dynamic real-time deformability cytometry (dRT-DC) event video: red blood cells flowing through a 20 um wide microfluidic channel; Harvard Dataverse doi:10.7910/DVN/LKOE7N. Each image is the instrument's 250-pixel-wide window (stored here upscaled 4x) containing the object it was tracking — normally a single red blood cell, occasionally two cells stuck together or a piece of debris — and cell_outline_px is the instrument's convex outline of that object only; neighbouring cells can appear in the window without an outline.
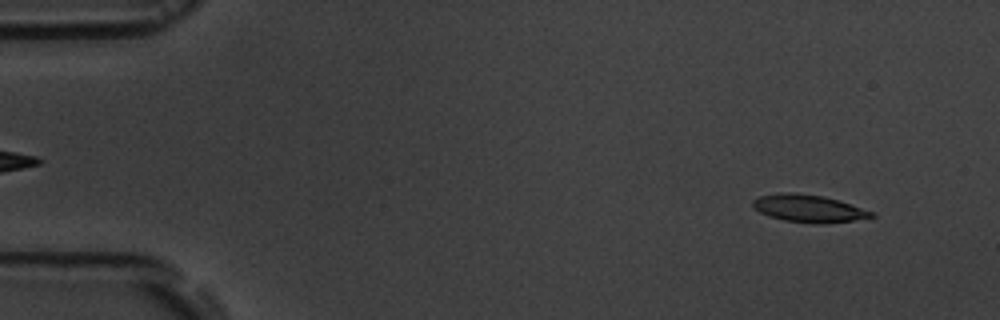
{"species": "common noctule bat (a hibernating species)", "species_latin": "Nyctalus noctula", "temperature_condition": "room temperature", "stored_images_in_passage": 6, "camera_frame_rate_fps": 3000, "um_per_image_px": 0.085, "animal": {"sex": "male", "body_mass_g": 19.5, "forearm_length_mm": 54.6}, "frame": {"image": 1, "passage_image": 1, "time_ms": 0.0, "image_size_px": [1000, 320], "cell_outline_px": [[876, 216], [852, 220], [824, 224], [812, 224], [784, 220], [768, 216], [760, 212], [752, 204], [752, 200], [760, 196], [780, 192], [796, 192], [824, 196], [876, 212]], "centroid_in_image_um": [68.74, 17.72], "position_along_channel_um": 16.3, "area_um2": 19.07}}
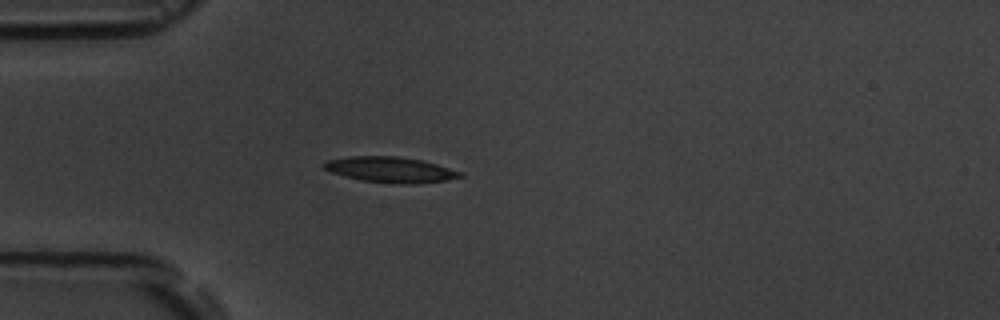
{"frame": {"image": 2, "passage_image": 4, "time_ms": 3.667, "image_size_px": [1000, 320], "cell_outline_px": [[464, 176], [444, 180], [416, 184], [392, 184], [360, 180], [344, 176], [332, 172], [324, 168], [320, 164], [328, 160], [348, 156], [396, 156], [420, 160], [436, 164], [464, 172]], "centroid_in_image_um": [33.17, 14.43], "position_along_channel_um": 51.8, "area_um2": 20.4}}
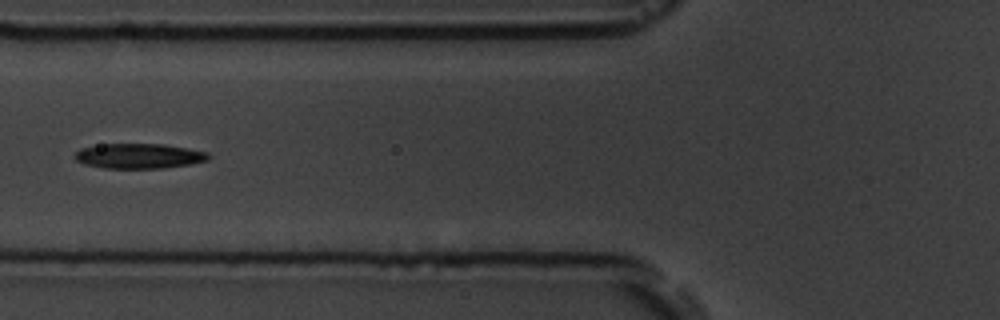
{"frame": {"image": 3, "passage_image": 6, "time_ms": 5.667, "image_size_px": [1000, 320], "cell_outline_px": [[208, 160], [192, 164], [164, 168], [104, 168], [84, 164], [76, 160], [72, 156], [80, 148], [100, 144], [164, 144], [188, 148], [208, 152]], "centroid_in_image_um": [11.79, 13.26], "position_along_channel_um": 114.0, "area_um2": 19.59}}